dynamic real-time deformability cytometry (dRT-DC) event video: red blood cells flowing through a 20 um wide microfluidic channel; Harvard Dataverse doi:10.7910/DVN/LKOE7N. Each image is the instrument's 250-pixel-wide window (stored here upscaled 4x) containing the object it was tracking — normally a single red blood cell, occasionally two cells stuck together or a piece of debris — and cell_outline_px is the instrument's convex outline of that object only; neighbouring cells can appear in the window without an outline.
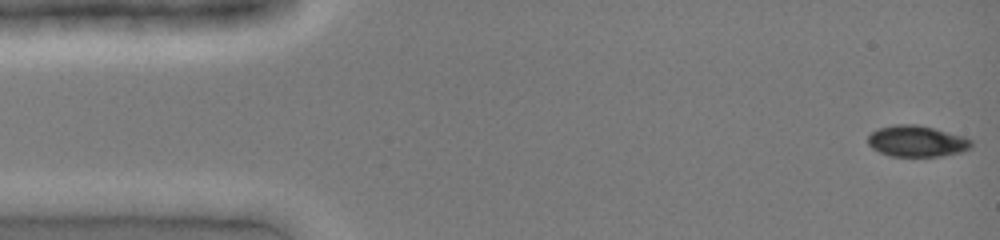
{"species": "common noctule bat (a hibernating species)", "species_latin": "Nyctalus noctula", "temperature_condition": "cold", "stored_images_in_passage": 16, "camera_frame_rate_fps": 3000, "um_per_image_px": 0.085, "animal": {"sex": "female", "body_mass_g": 19.0, "forearm_length_mm": 51.5}, "frame": {"image": 1, "passage_image": 1, "time_ms": 0.0, "image_size_px": [1000, 240], "cell_outline_px": [[972, 148], [960, 152], [940, 156], [892, 156], [880, 152], [872, 148], [868, 144], [868, 136], [876, 128], [896, 124], [916, 124], [964, 136], [972, 140]], "centroid_in_image_um": [77.92, 11.99], "position_along_channel_um": 7.1, "area_um2": 18.79}}
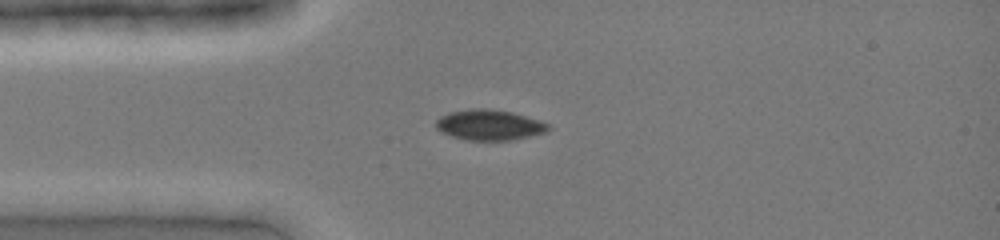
{"frame": {"image": 2, "passage_image": 10, "time_ms": 3.0, "image_size_px": [1000, 240], "cell_outline_px": [[552, 128], [544, 132], [512, 140], [468, 140], [452, 136], [440, 132], [436, 128], [436, 120], [440, 116], [448, 112], [472, 108], [488, 108], [512, 112], [540, 120], [552, 124]], "centroid_in_image_um": [41.6, 10.61], "position_along_channel_um": 43.4, "area_um2": 20.11}}
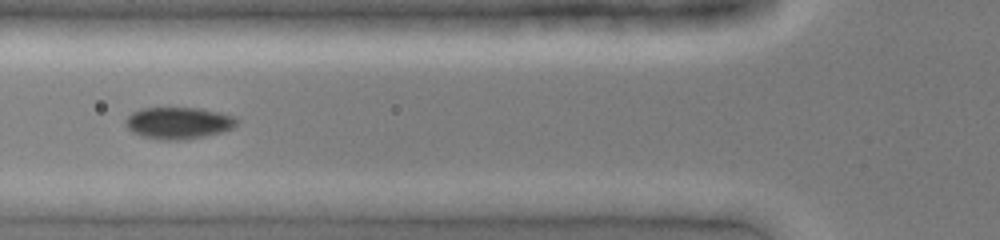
{"frame": {"image": 3, "passage_image": 15, "time_ms": 4.667, "image_size_px": [1000, 240], "cell_outline_px": [[240, 120], [232, 128], [224, 132], [184, 140], [160, 140], [140, 136], [132, 132], [124, 124], [124, 120], [132, 112], [140, 108], [200, 108], [220, 112], [236, 116]], "centroid_in_image_um": [15.17, 10.45], "position_along_channel_um": 110.6, "area_um2": 20.98}}